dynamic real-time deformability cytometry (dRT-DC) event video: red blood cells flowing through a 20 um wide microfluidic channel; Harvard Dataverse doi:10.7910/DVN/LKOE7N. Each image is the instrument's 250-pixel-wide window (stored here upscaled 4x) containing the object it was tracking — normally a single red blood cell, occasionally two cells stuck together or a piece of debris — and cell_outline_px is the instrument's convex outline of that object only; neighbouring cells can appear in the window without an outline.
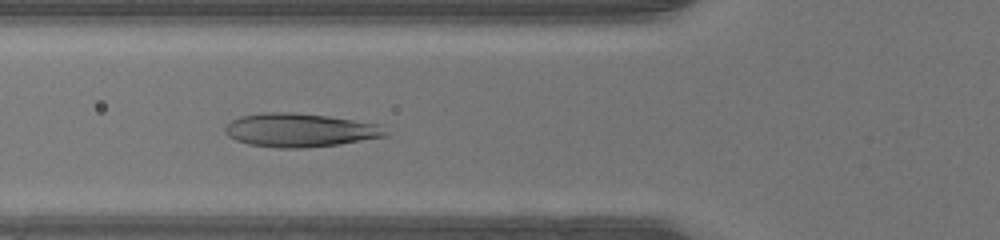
{"species": "human", "species_latin": "Homo sapiens", "temperature_condition": "warm", "stored_images_in_passage": 33, "camera_frame_rate_fps": 3000, "um_per_image_px": 0.085, "donor": {"sex": "male"}, "frame": {"image": 1, "passage_image": 3, "time_ms": 0.667, "image_size_px": [1000, 240], "cell_outline_px": [[392, 132], [388, 136], [340, 144], [304, 148], [276, 148], [248, 144], [236, 140], [228, 136], [224, 132], [224, 128], [232, 120], [240, 116], [260, 112], [292, 112], [328, 116], [380, 124]], "centroid_in_image_um": [25.53, 11.06], "position_along_channel_um": 100.3, "area_um2": 31.85}}
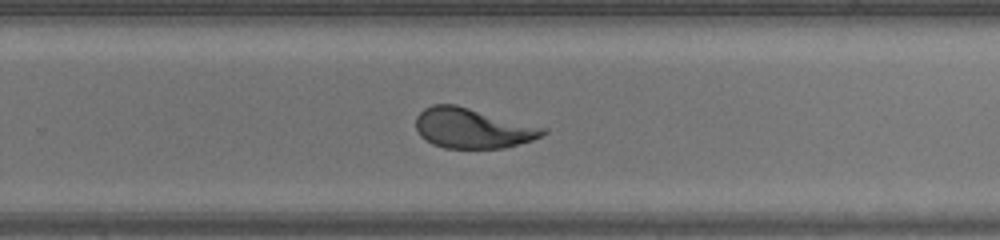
{"frame": {"image": 2, "passage_image": 16, "time_ms": 5.0, "image_size_px": [1000, 240], "cell_outline_px": [[548, 132], [532, 140], [504, 148], [444, 148], [432, 144], [420, 136], [416, 128], [416, 116], [424, 108], [432, 104], [456, 104], [548, 128]], "centroid_in_image_um": [40.16, 10.89], "position_along_channel_um": 289.6, "area_um2": 29.88}}
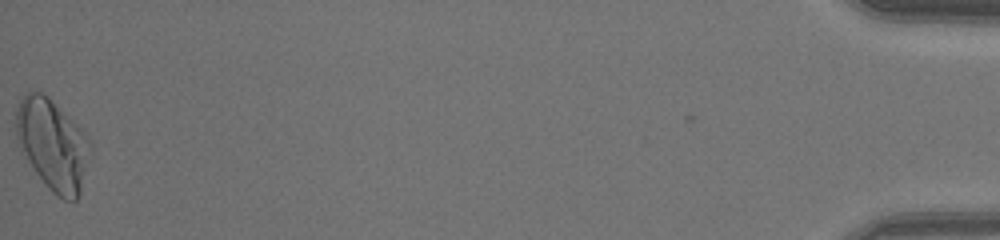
{"frame": {"image": 3, "passage_image": 33, "time_ms": 10.667, "image_size_px": [1000, 240], "cell_outline_px": [[92, 148], [80, 196], [76, 200], [64, 200], [56, 196], [48, 188], [20, 152], [16, 136], [16, 108], [20, 100], [28, 92], [44, 92], [88, 136], [92, 144]], "centroid_in_image_um": [4.48, 12.32], "position_along_channel_um": 430.7, "area_um2": 39.59}}